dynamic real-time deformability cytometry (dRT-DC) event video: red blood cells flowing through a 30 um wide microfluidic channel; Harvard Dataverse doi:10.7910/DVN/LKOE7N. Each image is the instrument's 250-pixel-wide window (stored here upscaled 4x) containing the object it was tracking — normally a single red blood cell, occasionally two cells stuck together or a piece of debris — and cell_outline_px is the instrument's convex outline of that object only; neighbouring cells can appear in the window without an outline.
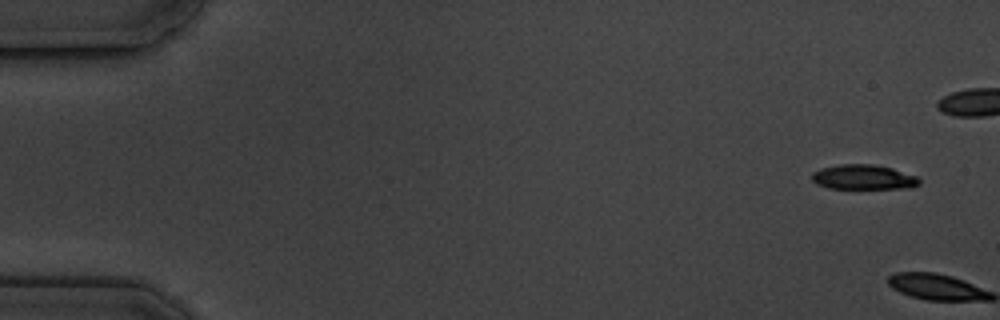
{"species": "common noctule bat (a hibernating species)", "species_latin": "Nyctalus noctula", "temperature_condition": "cold", "stored_images_in_passage": 8, "camera_frame_rate_fps": 3000, "um_per_image_px": 0.085, "animal": {"sex": "male", "body_mass_g": 19.5, "forearm_length_mm": 54.6}, "frame": {"image": 1, "passage_image": 1, "time_ms": 0.0, "image_size_px": [1000, 320], "cell_outline_px": [[920, 184], [912, 188], [828, 188], [816, 184], [812, 180], [812, 172], [820, 168], [840, 164], [872, 164], [892, 168], [916, 176], [920, 180]], "centroid_in_image_um": [73.38, 15.05], "position_along_channel_um": 11.6, "area_um2": 15.55}}
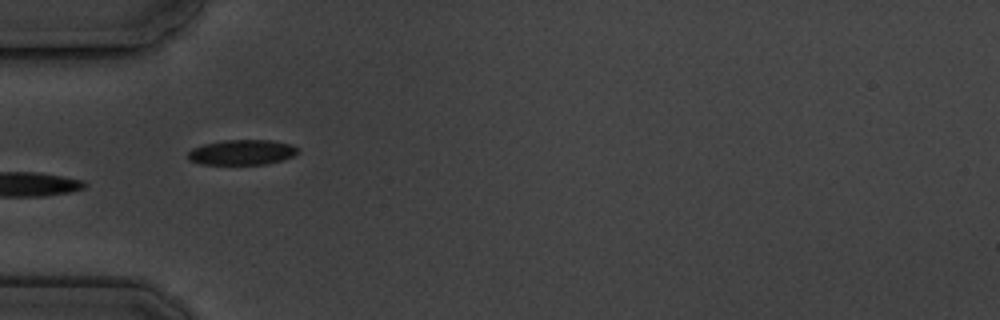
{"frame": {"image": 2, "passage_image": 7, "time_ms": 7.0, "image_size_px": [1000, 320], "cell_outline_px": [[300, 152], [292, 156], [268, 164], [200, 164], [188, 160], [188, 152], [192, 148], [204, 144], [224, 140], [272, 140], [292, 144]], "centroid_in_image_um": [20.55, 12.94], "position_along_channel_um": 64.4, "area_um2": 16.13}}